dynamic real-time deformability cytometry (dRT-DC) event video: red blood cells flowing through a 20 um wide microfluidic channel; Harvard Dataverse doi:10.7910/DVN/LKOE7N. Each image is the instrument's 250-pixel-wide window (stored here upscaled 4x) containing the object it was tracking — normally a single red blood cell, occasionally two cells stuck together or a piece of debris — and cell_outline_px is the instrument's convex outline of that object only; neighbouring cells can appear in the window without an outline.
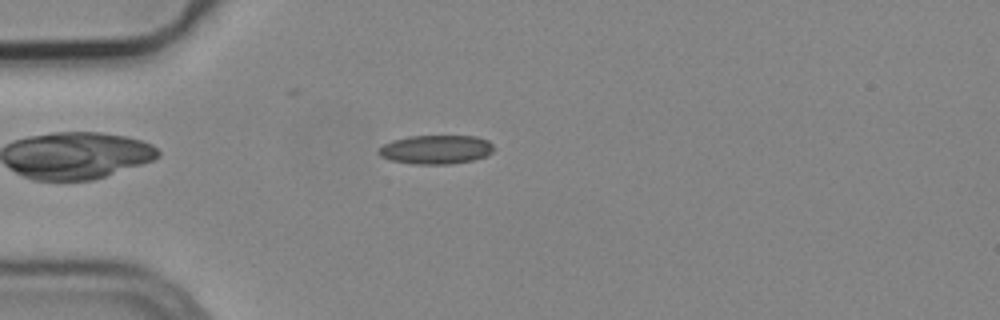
{"species": "common noctule bat (a hibernating species)", "species_latin": "Nyctalus noctula", "temperature_condition": "cold", "stored_images_in_passage": 31, "camera_frame_rate_fps": 3000, "um_per_image_px": 0.085, "animal": {"sex": "male", "body_mass_g": 19.2, "forearm_length_mm": 51.8}, "frame": {"image": 1, "passage_image": 4, "time_ms": 1.0, "image_size_px": [1000, 320], "cell_outline_px": [[496, 148], [492, 152], [484, 156], [472, 160], [452, 164], [412, 164], [392, 160], [380, 156], [376, 152], [384, 144], [392, 140], [408, 136], [476, 136], [488, 140]], "centroid_in_image_um": [37.06, 12.7], "position_along_channel_um": 47.9, "area_um2": 19.48}}
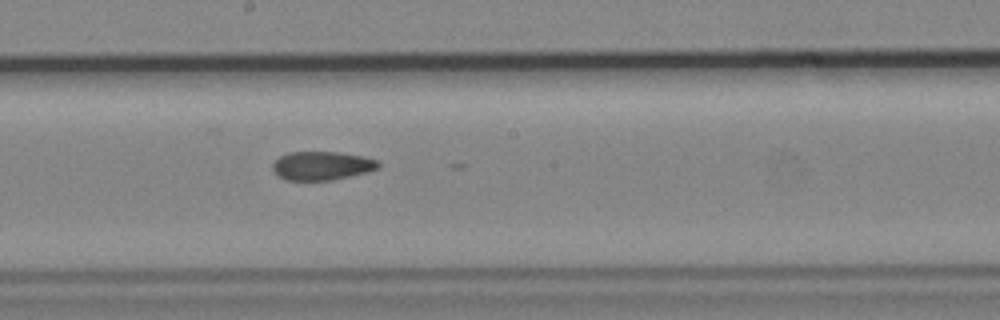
{"frame": {"image": 2, "passage_image": 19, "time_ms": 6.0, "image_size_px": [1000, 320], "cell_outline_px": [[380, 164], [376, 168], [368, 172], [332, 180], [284, 180], [272, 168], [272, 164], [280, 156], [288, 152], [336, 152], [364, 156], [376, 160]], "centroid_in_image_um": [27.35, 14.08], "position_along_channel_um": 220.9, "area_um2": 17.51}}
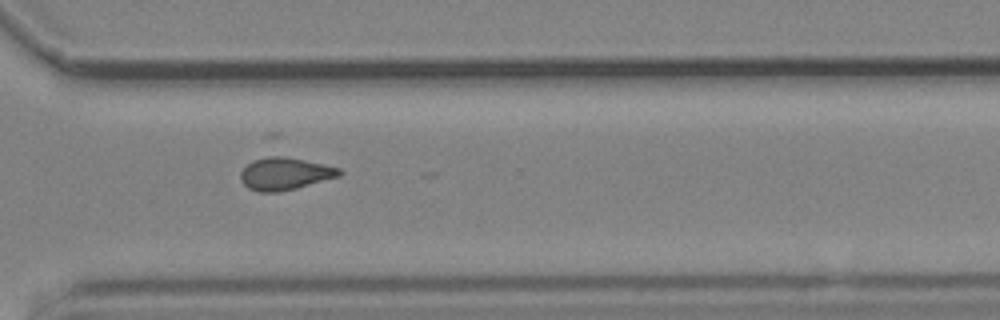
{"frame": {"image": 3, "passage_image": 29, "time_ms": 9.333, "image_size_px": [1000, 320], "cell_outline_px": [[344, 172], [340, 176], [296, 188], [276, 192], [260, 192], [248, 188], [240, 180], [240, 172], [252, 160], [268, 156], [280, 156], [304, 160], [340, 168]], "centroid_in_image_um": [24.2, 14.77], "position_along_channel_um": 346.4, "area_um2": 18.5}, "authors_computed_cell_mechanics": {"area_um2": 18.6694, "velocity_mm_per_s": 3.784, "shape_relaxation_time_tau1_ms": null, "shape_relaxation_time_tau2_ms": 4.6823, "deformation_change_tau1": null, "deformation_change_tau2": 0.0974}}